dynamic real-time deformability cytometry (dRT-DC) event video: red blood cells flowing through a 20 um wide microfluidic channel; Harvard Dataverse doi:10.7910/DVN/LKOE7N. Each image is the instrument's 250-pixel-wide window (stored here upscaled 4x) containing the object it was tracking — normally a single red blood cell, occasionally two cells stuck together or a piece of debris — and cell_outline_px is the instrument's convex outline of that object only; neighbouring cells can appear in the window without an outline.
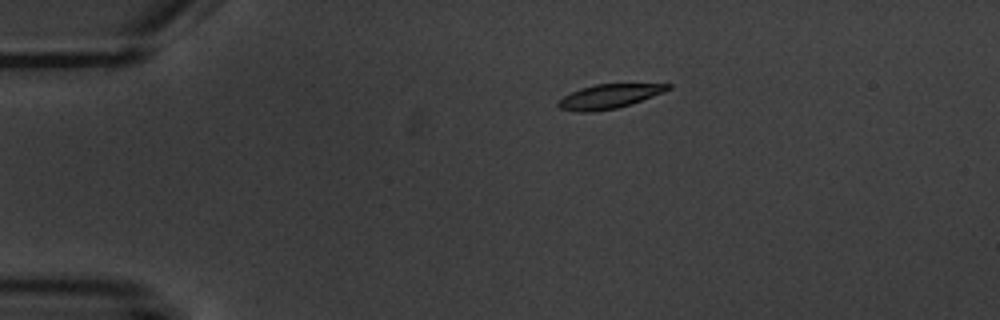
{"species": "common noctule bat (a hibernating species)", "species_latin": "Nyctalus noctula", "temperature_condition": "warm", "stored_images_in_passage": 5, "camera_frame_rate_fps": 3000, "um_per_image_px": 0.085, "animal": {"sex": "male", "body_mass_g": 20.1, "forearm_length_mm": 53.5}, "frame": {"image": 1, "passage_image": 2, "time_ms": 2.333, "image_size_px": [1000, 320], "cell_outline_px": [[672, 88], [664, 92], [632, 104], [616, 108], [592, 112], [576, 112], [560, 108], [556, 104], [564, 96], [580, 88], [596, 84], [672, 84]], "centroid_in_image_um": [51.78, 8.19], "position_along_channel_um": 33.2, "area_um2": 15.43}}
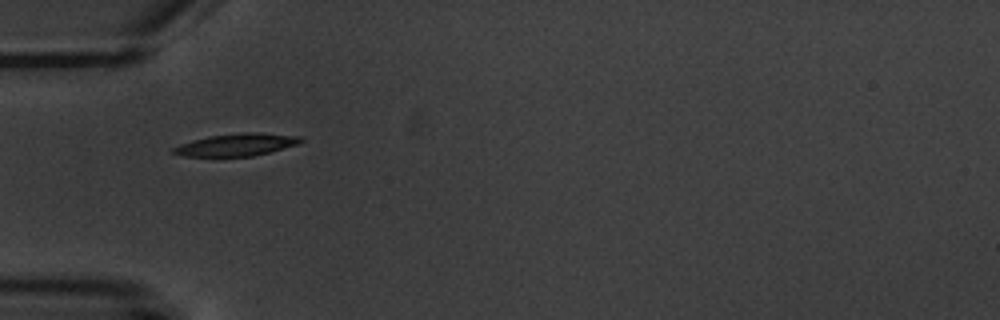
{"frame": {"image": 2, "passage_image": 4, "time_ms": 4.667, "image_size_px": [1000, 320], "cell_outline_px": [[304, 140], [300, 144], [252, 156], [184, 156], [172, 152], [172, 148], [180, 144], [192, 140], [208, 136], [244, 132], [260, 132], [300, 136]], "centroid_in_image_um": [20.14, 12.29], "position_along_channel_um": 64.9, "area_um2": 16.59}}